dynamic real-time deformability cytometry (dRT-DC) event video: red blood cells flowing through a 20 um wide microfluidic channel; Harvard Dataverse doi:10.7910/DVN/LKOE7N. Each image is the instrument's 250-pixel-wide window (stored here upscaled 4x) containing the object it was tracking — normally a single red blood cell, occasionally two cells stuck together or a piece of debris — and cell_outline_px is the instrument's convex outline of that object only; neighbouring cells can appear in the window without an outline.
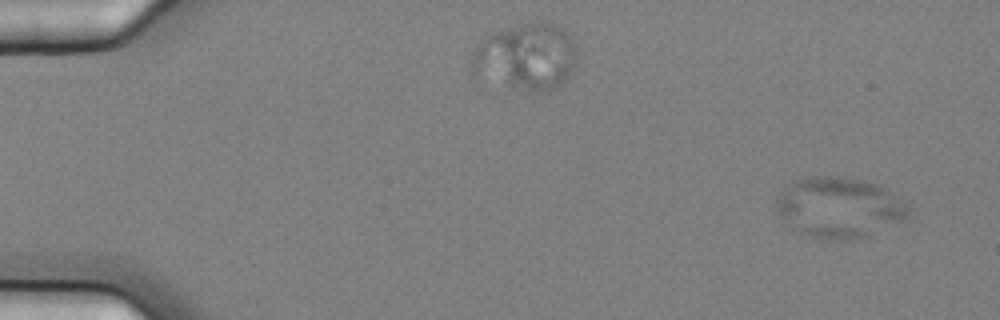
{"species": "common noctule bat (a hibernating species)", "species_latin": "Nyctalus noctula", "temperature_condition": "cold", "stored_images_in_passage": 5, "camera_frame_rate_fps": 3000, "um_per_image_px": 0.085, "animal": {"sex": "female", "body_mass_g": 25.1}, "frame": {"image": 1, "passage_image": 1, "time_ms": 0.0, "image_size_px": [1000, 320], "cell_outline_px": [[912, 216], [908, 220], [868, 236], [848, 240], [832, 240], [808, 236], [796, 228], [780, 216], [776, 212], [776, 196], [792, 180], [812, 176], [844, 176], [864, 180], [880, 184], [888, 188], [908, 208]], "centroid_in_image_um": [71.38, 17.62], "position_along_channel_um": 13.6, "area_um2": 47.16}}
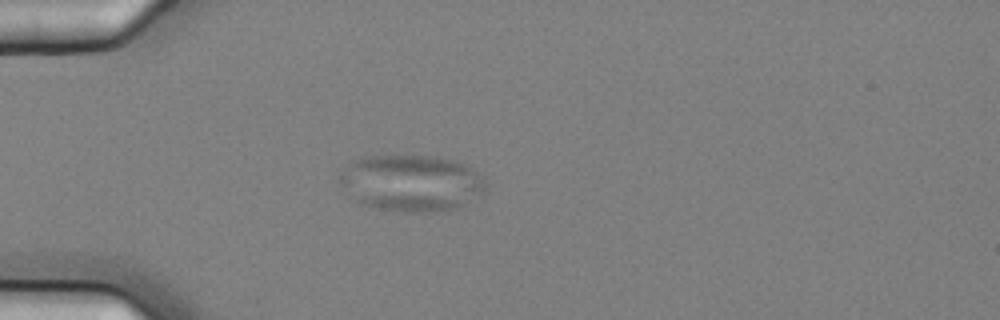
{"frame": {"image": 2, "passage_image": 5, "time_ms": 1.333, "image_size_px": [1000, 320], "cell_outline_px": [[488, 184], [484, 192], [464, 204], [444, 212], [404, 212], [380, 208], [360, 204], [348, 196], [340, 180], [340, 176], [352, 160], [360, 156], [436, 156], [456, 160], [472, 168], [484, 176]], "centroid_in_image_um": [35.0, 15.55], "position_along_channel_um": 50.0, "area_um2": 48.49}}